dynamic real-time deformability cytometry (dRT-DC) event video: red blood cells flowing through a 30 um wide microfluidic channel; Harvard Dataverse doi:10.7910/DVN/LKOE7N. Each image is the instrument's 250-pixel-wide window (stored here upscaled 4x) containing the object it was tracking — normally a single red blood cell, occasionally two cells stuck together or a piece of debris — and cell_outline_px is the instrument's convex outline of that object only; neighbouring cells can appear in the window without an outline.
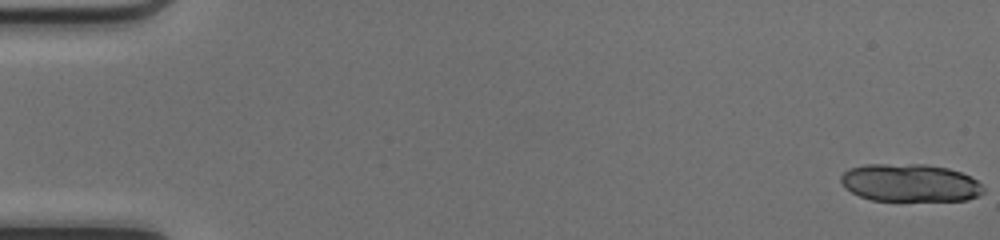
{"species": "common noctule bat (a hibernating species)", "species_latin": "Nyctalus noctula", "temperature_condition": "cold", "stored_images_in_passage": 51, "segment_of_instrument_passage": [1, 2], "camera_frame_rate_fps": 3000, "um_per_image_px": 0.085, "animal": {"sex": "female", "body_mass_g": 17.0, "forearm_length_mm": 48.0}, "frame": {"image": 1, "passage_image": 1, "time_ms": 0.0, "image_size_px": [1000, 240], "cell_outline_px": [[984, 192], [980, 196], [968, 200], [872, 200], [860, 196], [844, 188], [840, 180], [840, 176], [848, 168], [864, 164], [924, 164], [948, 168], [960, 172], [976, 180], [984, 188]], "centroid_in_image_um": [77.33, 15.53], "position_along_channel_um": 7.7, "area_um2": 31.44}}